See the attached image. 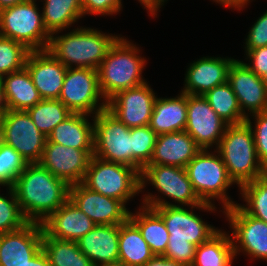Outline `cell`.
Returning <instances> with one entry per match:
<instances>
[{
	"mask_svg": "<svg viewBox=\"0 0 267 266\" xmlns=\"http://www.w3.org/2000/svg\"><path fill=\"white\" fill-rule=\"evenodd\" d=\"M12 188L29 222L42 223L69 199L70 186L39 163H28Z\"/></svg>",
	"mask_w": 267,
	"mask_h": 266,
	"instance_id": "6da1fadb",
	"label": "cell"
},
{
	"mask_svg": "<svg viewBox=\"0 0 267 266\" xmlns=\"http://www.w3.org/2000/svg\"><path fill=\"white\" fill-rule=\"evenodd\" d=\"M94 28L80 27L67 34H51L47 51L67 68L97 70L110 48L120 38Z\"/></svg>",
	"mask_w": 267,
	"mask_h": 266,
	"instance_id": "7a4b0ae2",
	"label": "cell"
},
{
	"mask_svg": "<svg viewBox=\"0 0 267 266\" xmlns=\"http://www.w3.org/2000/svg\"><path fill=\"white\" fill-rule=\"evenodd\" d=\"M140 49L123 36L110 48L98 70L99 88L108 101L117 92L147 82L142 77L146 60Z\"/></svg>",
	"mask_w": 267,
	"mask_h": 266,
	"instance_id": "3957f363",
	"label": "cell"
},
{
	"mask_svg": "<svg viewBox=\"0 0 267 266\" xmlns=\"http://www.w3.org/2000/svg\"><path fill=\"white\" fill-rule=\"evenodd\" d=\"M216 151L239 188L267 173L258 159L252 128L246 121L228 125Z\"/></svg>",
	"mask_w": 267,
	"mask_h": 266,
	"instance_id": "277c9868",
	"label": "cell"
},
{
	"mask_svg": "<svg viewBox=\"0 0 267 266\" xmlns=\"http://www.w3.org/2000/svg\"><path fill=\"white\" fill-rule=\"evenodd\" d=\"M141 192L150 183L163 196L174 200L175 204L148 192L144 194L143 206H199L203 202L195 193L185 168L171 165H147L140 174Z\"/></svg>",
	"mask_w": 267,
	"mask_h": 266,
	"instance_id": "5b68a950",
	"label": "cell"
},
{
	"mask_svg": "<svg viewBox=\"0 0 267 266\" xmlns=\"http://www.w3.org/2000/svg\"><path fill=\"white\" fill-rule=\"evenodd\" d=\"M209 152L201 149L185 167L192 187L204 203L213 204L212 200H220L223 210L234 206L235 203L226 193L231 185H235L229 177L223 159L217 151Z\"/></svg>",
	"mask_w": 267,
	"mask_h": 266,
	"instance_id": "8992f818",
	"label": "cell"
},
{
	"mask_svg": "<svg viewBox=\"0 0 267 266\" xmlns=\"http://www.w3.org/2000/svg\"><path fill=\"white\" fill-rule=\"evenodd\" d=\"M82 184L125 205L141 192L140 173L133 167L92 156Z\"/></svg>",
	"mask_w": 267,
	"mask_h": 266,
	"instance_id": "52a82bcc",
	"label": "cell"
},
{
	"mask_svg": "<svg viewBox=\"0 0 267 266\" xmlns=\"http://www.w3.org/2000/svg\"><path fill=\"white\" fill-rule=\"evenodd\" d=\"M39 11L36 0L0 10V36L22 43L31 51L47 49L51 34Z\"/></svg>",
	"mask_w": 267,
	"mask_h": 266,
	"instance_id": "ba28073f",
	"label": "cell"
},
{
	"mask_svg": "<svg viewBox=\"0 0 267 266\" xmlns=\"http://www.w3.org/2000/svg\"><path fill=\"white\" fill-rule=\"evenodd\" d=\"M91 120L94 123L93 156L131 166L141 174L143 168L132 158L131 128L107 109L98 112Z\"/></svg>",
	"mask_w": 267,
	"mask_h": 266,
	"instance_id": "9c48e42d",
	"label": "cell"
},
{
	"mask_svg": "<svg viewBox=\"0 0 267 266\" xmlns=\"http://www.w3.org/2000/svg\"><path fill=\"white\" fill-rule=\"evenodd\" d=\"M58 99L72 113L95 116L107 108L99 88L98 70L92 68H68Z\"/></svg>",
	"mask_w": 267,
	"mask_h": 266,
	"instance_id": "30bf717a",
	"label": "cell"
},
{
	"mask_svg": "<svg viewBox=\"0 0 267 266\" xmlns=\"http://www.w3.org/2000/svg\"><path fill=\"white\" fill-rule=\"evenodd\" d=\"M194 208L207 212L217 211L215 204L204 202L199 206H189V208L177 205L153 208L165 222L169 233L168 242H190L199 246L220 230L203 221L200 215L194 213Z\"/></svg>",
	"mask_w": 267,
	"mask_h": 266,
	"instance_id": "8fae6325",
	"label": "cell"
},
{
	"mask_svg": "<svg viewBox=\"0 0 267 266\" xmlns=\"http://www.w3.org/2000/svg\"><path fill=\"white\" fill-rule=\"evenodd\" d=\"M1 141L14 148L27 163H38L47 136L37 128L27 111L3 110Z\"/></svg>",
	"mask_w": 267,
	"mask_h": 266,
	"instance_id": "7c38bea8",
	"label": "cell"
},
{
	"mask_svg": "<svg viewBox=\"0 0 267 266\" xmlns=\"http://www.w3.org/2000/svg\"><path fill=\"white\" fill-rule=\"evenodd\" d=\"M223 213L233 230L230 235L235 257L245 252L252 259L267 261V223L247 214L239 204L224 209Z\"/></svg>",
	"mask_w": 267,
	"mask_h": 266,
	"instance_id": "4fadbf2b",
	"label": "cell"
},
{
	"mask_svg": "<svg viewBox=\"0 0 267 266\" xmlns=\"http://www.w3.org/2000/svg\"><path fill=\"white\" fill-rule=\"evenodd\" d=\"M94 149H76L58 143L46 142L38 162L55 177L69 186L82 183Z\"/></svg>",
	"mask_w": 267,
	"mask_h": 266,
	"instance_id": "5bb4252c",
	"label": "cell"
},
{
	"mask_svg": "<svg viewBox=\"0 0 267 266\" xmlns=\"http://www.w3.org/2000/svg\"><path fill=\"white\" fill-rule=\"evenodd\" d=\"M157 95L145 82L117 92L107 101V110L128 128L149 125Z\"/></svg>",
	"mask_w": 267,
	"mask_h": 266,
	"instance_id": "9a60e30c",
	"label": "cell"
},
{
	"mask_svg": "<svg viewBox=\"0 0 267 266\" xmlns=\"http://www.w3.org/2000/svg\"><path fill=\"white\" fill-rule=\"evenodd\" d=\"M228 124L211 108L203 95L187 94V125L185 131L191 135L201 149L217 148ZM214 144V145H213Z\"/></svg>",
	"mask_w": 267,
	"mask_h": 266,
	"instance_id": "2e32d148",
	"label": "cell"
},
{
	"mask_svg": "<svg viewBox=\"0 0 267 266\" xmlns=\"http://www.w3.org/2000/svg\"><path fill=\"white\" fill-rule=\"evenodd\" d=\"M69 199L96 225H120L129 219L130 211L122 201L94 192L82 183L70 186Z\"/></svg>",
	"mask_w": 267,
	"mask_h": 266,
	"instance_id": "e0dca14e",
	"label": "cell"
},
{
	"mask_svg": "<svg viewBox=\"0 0 267 266\" xmlns=\"http://www.w3.org/2000/svg\"><path fill=\"white\" fill-rule=\"evenodd\" d=\"M227 82L235 93L240 109L246 117L267 111L266 84L245 62L234 59L228 70ZM248 112H250L249 115Z\"/></svg>",
	"mask_w": 267,
	"mask_h": 266,
	"instance_id": "ac0fdd59",
	"label": "cell"
},
{
	"mask_svg": "<svg viewBox=\"0 0 267 266\" xmlns=\"http://www.w3.org/2000/svg\"><path fill=\"white\" fill-rule=\"evenodd\" d=\"M41 223L28 222L15 231L0 234V266H23L42 249Z\"/></svg>",
	"mask_w": 267,
	"mask_h": 266,
	"instance_id": "d6986e66",
	"label": "cell"
},
{
	"mask_svg": "<svg viewBox=\"0 0 267 266\" xmlns=\"http://www.w3.org/2000/svg\"><path fill=\"white\" fill-rule=\"evenodd\" d=\"M34 86L42 99H58L67 67L58 61L49 51H31L26 60Z\"/></svg>",
	"mask_w": 267,
	"mask_h": 266,
	"instance_id": "ffe728a7",
	"label": "cell"
},
{
	"mask_svg": "<svg viewBox=\"0 0 267 266\" xmlns=\"http://www.w3.org/2000/svg\"><path fill=\"white\" fill-rule=\"evenodd\" d=\"M43 237L77 242L96 224L68 199L42 223Z\"/></svg>",
	"mask_w": 267,
	"mask_h": 266,
	"instance_id": "44dd1931",
	"label": "cell"
},
{
	"mask_svg": "<svg viewBox=\"0 0 267 266\" xmlns=\"http://www.w3.org/2000/svg\"><path fill=\"white\" fill-rule=\"evenodd\" d=\"M233 58L202 57L193 61L185 74V86L181 92L190 95H204L215 86L227 82L228 70Z\"/></svg>",
	"mask_w": 267,
	"mask_h": 266,
	"instance_id": "7402d4cb",
	"label": "cell"
},
{
	"mask_svg": "<svg viewBox=\"0 0 267 266\" xmlns=\"http://www.w3.org/2000/svg\"><path fill=\"white\" fill-rule=\"evenodd\" d=\"M201 148L185 130L157 135L148 165H171L185 168Z\"/></svg>",
	"mask_w": 267,
	"mask_h": 266,
	"instance_id": "603a6c76",
	"label": "cell"
},
{
	"mask_svg": "<svg viewBox=\"0 0 267 266\" xmlns=\"http://www.w3.org/2000/svg\"><path fill=\"white\" fill-rule=\"evenodd\" d=\"M120 225H96L77 245L94 266L119 260Z\"/></svg>",
	"mask_w": 267,
	"mask_h": 266,
	"instance_id": "cb8c5ba5",
	"label": "cell"
},
{
	"mask_svg": "<svg viewBox=\"0 0 267 266\" xmlns=\"http://www.w3.org/2000/svg\"><path fill=\"white\" fill-rule=\"evenodd\" d=\"M42 100L26 68L1 77V108L27 111Z\"/></svg>",
	"mask_w": 267,
	"mask_h": 266,
	"instance_id": "d4e9b609",
	"label": "cell"
},
{
	"mask_svg": "<svg viewBox=\"0 0 267 266\" xmlns=\"http://www.w3.org/2000/svg\"><path fill=\"white\" fill-rule=\"evenodd\" d=\"M180 94V95H179ZM156 98L149 127L157 134L184 131L187 125V94Z\"/></svg>",
	"mask_w": 267,
	"mask_h": 266,
	"instance_id": "484cf974",
	"label": "cell"
},
{
	"mask_svg": "<svg viewBox=\"0 0 267 266\" xmlns=\"http://www.w3.org/2000/svg\"><path fill=\"white\" fill-rule=\"evenodd\" d=\"M88 114L72 113L47 136L46 142L58 143L76 149H94V123Z\"/></svg>",
	"mask_w": 267,
	"mask_h": 266,
	"instance_id": "4316f807",
	"label": "cell"
},
{
	"mask_svg": "<svg viewBox=\"0 0 267 266\" xmlns=\"http://www.w3.org/2000/svg\"><path fill=\"white\" fill-rule=\"evenodd\" d=\"M138 212L129 214V219L138 227L151 252L156 256L165 254L169 233L162 217L153 209L140 206Z\"/></svg>",
	"mask_w": 267,
	"mask_h": 266,
	"instance_id": "83f0119b",
	"label": "cell"
},
{
	"mask_svg": "<svg viewBox=\"0 0 267 266\" xmlns=\"http://www.w3.org/2000/svg\"><path fill=\"white\" fill-rule=\"evenodd\" d=\"M154 254L138 227L128 219L120 224L119 260L130 266H144Z\"/></svg>",
	"mask_w": 267,
	"mask_h": 266,
	"instance_id": "f1b7e54d",
	"label": "cell"
},
{
	"mask_svg": "<svg viewBox=\"0 0 267 266\" xmlns=\"http://www.w3.org/2000/svg\"><path fill=\"white\" fill-rule=\"evenodd\" d=\"M43 22L50 34H60L61 31L78 22L83 15L81 0H44Z\"/></svg>",
	"mask_w": 267,
	"mask_h": 266,
	"instance_id": "f546056e",
	"label": "cell"
},
{
	"mask_svg": "<svg viewBox=\"0 0 267 266\" xmlns=\"http://www.w3.org/2000/svg\"><path fill=\"white\" fill-rule=\"evenodd\" d=\"M230 234L219 230L206 242L196 246L192 266H232L235 258Z\"/></svg>",
	"mask_w": 267,
	"mask_h": 266,
	"instance_id": "4dcf8cb0",
	"label": "cell"
},
{
	"mask_svg": "<svg viewBox=\"0 0 267 266\" xmlns=\"http://www.w3.org/2000/svg\"><path fill=\"white\" fill-rule=\"evenodd\" d=\"M203 97L228 125L246 121L247 117L242 113L237 97L228 82L215 86L206 92Z\"/></svg>",
	"mask_w": 267,
	"mask_h": 266,
	"instance_id": "1f68e13d",
	"label": "cell"
},
{
	"mask_svg": "<svg viewBox=\"0 0 267 266\" xmlns=\"http://www.w3.org/2000/svg\"><path fill=\"white\" fill-rule=\"evenodd\" d=\"M42 250L51 266H94L74 241L42 237Z\"/></svg>",
	"mask_w": 267,
	"mask_h": 266,
	"instance_id": "d6a6232c",
	"label": "cell"
},
{
	"mask_svg": "<svg viewBox=\"0 0 267 266\" xmlns=\"http://www.w3.org/2000/svg\"><path fill=\"white\" fill-rule=\"evenodd\" d=\"M27 112L45 136H48L59 123L72 114L59 99H42Z\"/></svg>",
	"mask_w": 267,
	"mask_h": 266,
	"instance_id": "836d02e7",
	"label": "cell"
},
{
	"mask_svg": "<svg viewBox=\"0 0 267 266\" xmlns=\"http://www.w3.org/2000/svg\"><path fill=\"white\" fill-rule=\"evenodd\" d=\"M239 189L246 202V205L239 206L247 214L267 223V173Z\"/></svg>",
	"mask_w": 267,
	"mask_h": 266,
	"instance_id": "e575fe53",
	"label": "cell"
},
{
	"mask_svg": "<svg viewBox=\"0 0 267 266\" xmlns=\"http://www.w3.org/2000/svg\"><path fill=\"white\" fill-rule=\"evenodd\" d=\"M30 52L22 43L0 36V77L25 68Z\"/></svg>",
	"mask_w": 267,
	"mask_h": 266,
	"instance_id": "d590c367",
	"label": "cell"
},
{
	"mask_svg": "<svg viewBox=\"0 0 267 266\" xmlns=\"http://www.w3.org/2000/svg\"><path fill=\"white\" fill-rule=\"evenodd\" d=\"M27 164L14 148L0 141V186L12 188Z\"/></svg>",
	"mask_w": 267,
	"mask_h": 266,
	"instance_id": "8d00e7d4",
	"label": "cell"
},
{
	"mask_svg": "<svg viewBox=\"0 0 267 266\" xmlns=\"http://www.w3.org/2000/svg\"><path fill=\"white\" fill-rule=\"evenodd\" d=\"M157 134L149 127L131 128L132 158L144 169L150 162Z\"/></svg>",
	"mask_w": 267,
	"mask_h": 266,
	"instance_id": "74e56055",
	"label": "cell"
},
{
	"mask_svg": "<svg viewBox=\"0 0 267 266\" xmlns=\"http://www.w3.org/2000/svg\"><path fill=\"white\" fill-rule=\"evenodd\" d=\"M8 199L0 194V234L15 231L29 221L24 217L13 188H7Z\"/></svg>",
	"mask_w": 267,
	"mask_h": 266,
	"instance_id": "f35d334b",
	"label": "cell"
},
{
	"mask_svg": "<svg viewBox=\"0 0 267 266\" xmlns=\"http://www.w3.org/2000/svg\"><path fill=\"white\" fill-rule=\"evenodd\" d=\"M253 118L255 117L254 125L251 122L250 118L247 117L246 122L250 125L252 129L254 143L256 146V152L260 163L267 170V111L255 113L251 115Z\"/></svg>",
	"mask_w": 267,
	"mask_h": 266,
	"instance_id": "ab89813d",
	"label": "cell"
},
{
	"mask_svg": "<svg viewBox=\"0 0 267 266\" xmlns=\"http://www.w3.org/2000/svg\"><path fill=\"white\" fill-rule=\"evenodd\" d=\"M196 245L190 242H168L164 257L185 266H192Z\"/></svg>",
	"mask_w": 267,
	"mask_h": 266,
	"instance_id": "60d3db41",
	"label": "cell"
},
{
	"mask_svg": "<svg viewBox=\"0 0 267 266\" xmlns=\"http://www.w3.org/2000/svg\"><path fill=\"white\" fill-rule=\"evenodd\" d=\"M245 41V50L267 46V11L252 25Z\"/></svg>",
	"mask_w": 267,
	"mask_h": 266,
	"instance_id": "b9f144b4",
	"label": "cell"
},
{
	"mask_svg": "<svg viewBox=\"0 0 267 266\" xmlns=\"http://www.w3.org/2000/svg\"><path fill=\"white\" fill-rule=\"evenodd\" d=\"M122 0H81L83 15H113L122 10Z\"/></svg>",
	"mask_w": 267,
	"mask_h": 266,
	"instance_id": "7bdbcfd3",
	"label": "cell"
},
{
	"mask_svg": "<svg viewBox=\"0 0 267 266\" xmlns=\"http://www.w3.org/2000/svg\"><path fill=\"white\" fill-rule=\"evenodd\" d=\"M246 58L249 62L246 65L259 77L267 71V46L251 50H245Z\"/></svg>",
	"mask_w": 267,
	"mask_h": 266,
	"instance_id": "ee69618b",
	"label": "cell"
},
{
	"mask_svg": "<svg viewBox=\"0 0 267 266\" xmlns=\"http://www.w3.org/2000/svg\"><path fill=\"white\" fill-rule=\"evenodd\" d=\"M144 266H185L164 256L154 255Z\"/></svg>",
	"mask_w": 267,
	"mask_h": 266,
	"instance_id": "f6af8a7d",
	"label": "cell"
},
{
	"mask_svg": "<svg viewBox=\"0 0 267 266\" xmlns=\"http://www.w3.org/2000/svg\"><path fill=\"white\" fill-rule=\"evenodd\" d=\"M146 10H148L149 15L152 17L157 16V12L161 6L165 3L167 0H138Z\"/></svg>",
	"mask_w": 267,
	"mask_h": 266,
	"instance_id": "bcb514c9",
	"label": "cell"
},
{
	"mask_svg": "<svg viewBox=\"0 0 267 266\" xmlns=\"http://www.w3.org/2000/svg\"><path fill=\"white\" fill-rule=\"evenodd\" d=\"M23 266H51L49 263V260L44 253V251L41 249L30 262Z\"/></svg>",
	"mask_w": 267,
	"mask_h": 266,
	"instance_id": "7dc6e473",
	"label": "cell"
},
{
	"mask_svg": "<svg viewBox=\"0 0 267 266\" xmlns=\"http://www.w3.org/2000/svg\"><path fill=\"white\" fill-rule=\"evenodd\" d=\"M213 1L225 7L229 8L231 7L233 8V10L238 9V11H240L242 9V6L236 0H213Z\"/></svg>",
	"mask_w": 267,
	"mask_h": 266,
	"instance_id": "c3c4849f",
	"label": "cell"
},
{
	"mask_svg": "<svg viewBox=\"0 0 267 266\" xmlns=\"http://www.w3.org/2000/svg\"><path fill=\"white\" fill-rule=\"evenodd\" d=\"M26 0H0V10L12 7L16 4H20L22 2H25Z\"/></svg>",
	"mask_w": 267,
	"mask_h": 266,
	"instance_id": "681fc988",
	"label": "cell"
},
{
	"mask_svg": "<svg viewBox=\"0 0 267 266\" xmlns=\"http://www.w3.org/2000/svg\"><path fill=\"white\" fill-rule=\"evenodd\" d=\"M99 266H130L127 265L126 263H124L123 261L117 260L108 264H104V265H99Z\"/></svg>",
	"mask_w": 267,
	"mask_h": 266,
	"instance_id": "f907efd6",
	"label": "cell"
},
{
	"mask_svg": "<svg viewBox=\"0 0 267 266\" xmlns=\"http://www.w3.org/2000/svg\"><path fill=\"white\" fill-rule=\"evenodd\" d=\"M2 120H3V109L0 107V141H1Z\"/></svg>",
	"mask_w": 267,
	"mask_h": 266,
	"instance_id": "816d5d0a",
	"label": "cell"
},
{
	"mask_svg": "<svg viewBox=\"0 0 267 266\" xmlns=\"http://www.w3.org/2000/svg\"><path fill=\"white\" fill-rule=\"evenodd\" d=\"M236 1L242 6V8H244L245 5H247L250 2V0H236Z\"/></svg>",
	"mask_w": 267,
	"mask_h": 266,
	"instance_id": "f5cc1de1",
	"label": "cell"
},
{
	"mask_svg": "<svg viewBox=\"0 0 267 266\" xmlns=\"http://www.w3.org/2000/svg\"><path fill=\"white\" fill-rule=\"evenodd\" d=\"M263 82L266 84L267 87V71L265 72V74L261 77Z\"/></svg>",
	"mask_w": 267,
	"mask_h": 266,
	"instance_id": "db71d44e",
	"label": "cell"
},
{
	"mask_svg": "<svg viewBox=\"0 0 267 266\" xmlns=\"http://www.w3.org/2000/svg\"><path fill=\"white\" fill-rule=\"evenodd\" d=\"M0 101H1V77H0Z\"/></svg>",
	"mask_w": 267,
	"mask_h": 266,
	"instance_id": "11a10c76",
	"label": "cell"
}]
</instances>
